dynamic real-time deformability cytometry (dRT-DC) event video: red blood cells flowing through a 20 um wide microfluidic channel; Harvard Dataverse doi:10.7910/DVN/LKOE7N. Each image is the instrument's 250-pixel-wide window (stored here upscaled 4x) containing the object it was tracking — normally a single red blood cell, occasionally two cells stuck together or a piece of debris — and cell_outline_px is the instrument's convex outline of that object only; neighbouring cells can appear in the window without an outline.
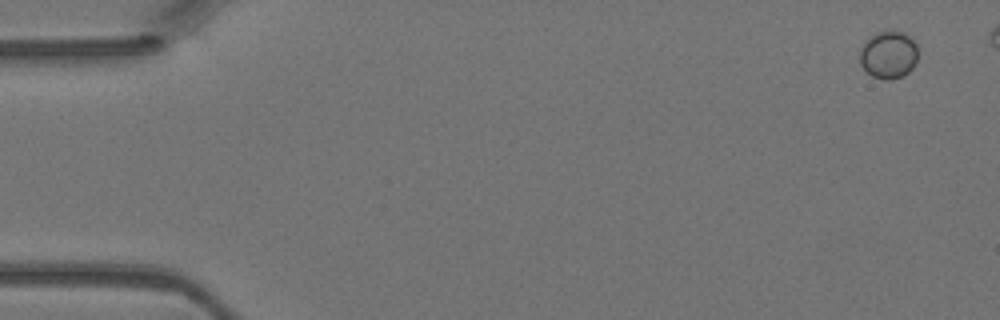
{"species": "Egyptian fruit bat (a non-hibernating species)", "species_latin": "Rousettus aegyptiacus", "temperature_condition": "warm", "stored_images_in_passage": 3, "camera_frame_rate_fps": 3000, "um_per_image_px": 0.085, "animal": {"sex": "female"}, "frame": {"image": 1, "passage_image": 1, "time_ms": 0.0, "image_size_px": [1000, 320], "cell_outline_px": [[916, 64], [904, 76], [888, 80], [884, 80], [872, 76], [860, 64], [860, 48], [876, 32], [904, 32], [916, 44]], "centroid_in_image_um": [75.52, 4.69], "position_along_channel_um": 9.5, "area_um2": 15.84}}